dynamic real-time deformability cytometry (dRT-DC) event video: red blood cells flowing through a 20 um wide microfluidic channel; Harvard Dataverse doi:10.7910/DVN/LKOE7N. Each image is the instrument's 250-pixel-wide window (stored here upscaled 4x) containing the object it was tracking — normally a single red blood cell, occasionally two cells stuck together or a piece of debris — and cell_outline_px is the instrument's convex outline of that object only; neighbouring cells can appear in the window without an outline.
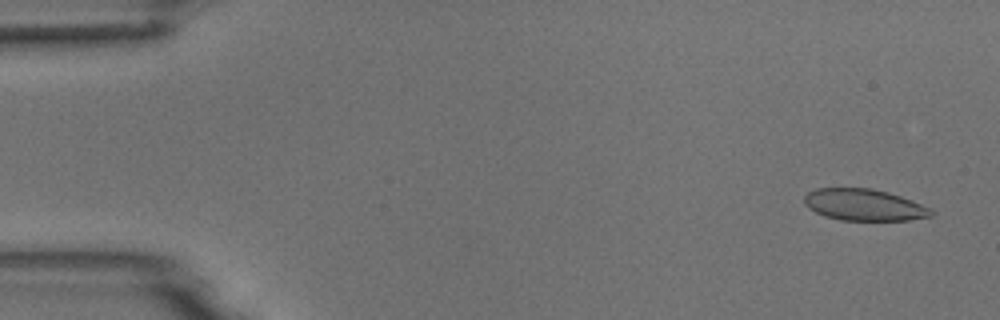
{"species": "common noctule bat (a hibernating species)", "species_latin": "Nyctalus noctula", "temperature_condition": "room temperature", "stored_images_in_passage": 54, "camera_frame_rate_fps": 3000, "um_per_image_px": 0.085, "animal": {"sex": "male", "body_mass_g": 18.8}, "frame": {"image": 1, "passage_image": 3, "time_ms": 0.667, "image_size_px": [1000, 320], "cell_outline_px": [[936, 212], [932, 216], [908, 220], [840, 220], [824, 216], [808, 208], [804, 204], [804, 196], [808, 192], [816, 188], [872, 188], [888, 192], [900, 196], [932, 208]], "centroid_in_image_um": [73.45, 17.41], "position_along_channel_um": 11.5, "area_um2": 23.52}}
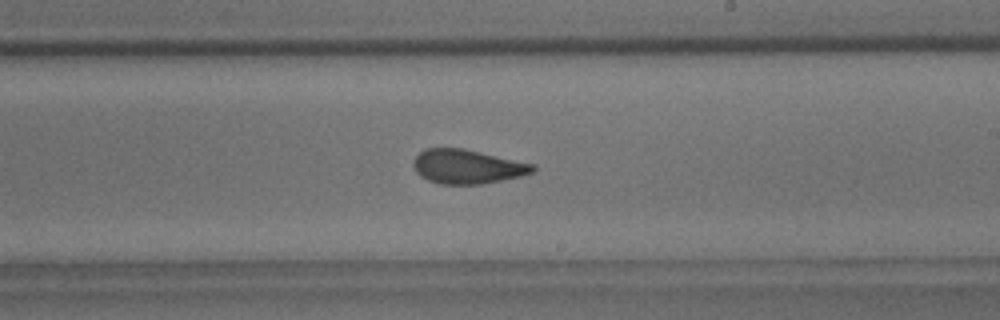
{"frame": {"image": 2, "passage_image": 32, "time_ms": 10.333, "image_size_px": [1000, 320], "cell_outline_px": [[536, 168], [532, 172], [520, 176], [480, 184], [440, 184], [428, 180], [420, 176], [416, 172], [412, 164], [416, 156], [424, 148], [464, 148], [536, 164]], "centroid_in_image_um": [39.71, 14.15], "position_along_channel_um": 249.3, "area_um2": 23.81}}
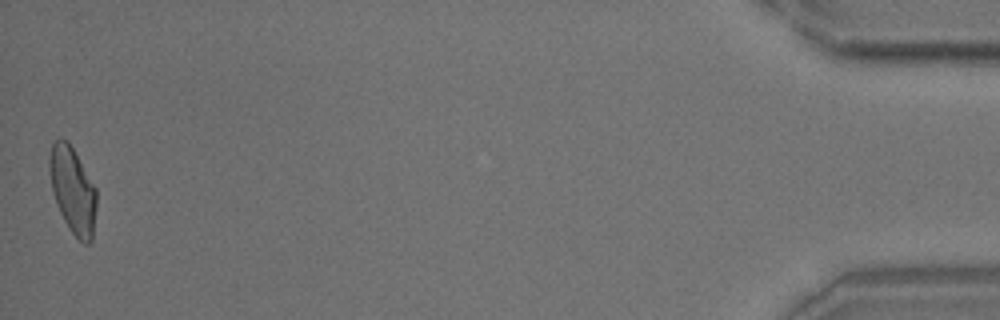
{"frame": {"image": 3, "passage_image": 54, "time_ms": 17.667, "image_size_px": [1000, 320], "cell_outline_px": [[96, 208], [92, 240], [88, 244], [84, 244], [68, 228], [56, 204], [52, 192], [48, 168], [48, 160], [52, 144], [56, 140], [68, 140], [96, 188]], "centroid_in_image_um": [6.17, 16.17], "position_along_channel_um": 429.0, "area_um2": 23.64}, "authors_computed_cell_mechanics": {"area_um2": 24.1315, "velocity_mm_per_s": 3.7232, "shape_relaxation_time_tau1_ms": 6.0564, "shape_relaxation_time_tau2_ms": 1.0447, "deformation_change_tau1": 0.1723, "deformation_change_tau2": 0.0754}}